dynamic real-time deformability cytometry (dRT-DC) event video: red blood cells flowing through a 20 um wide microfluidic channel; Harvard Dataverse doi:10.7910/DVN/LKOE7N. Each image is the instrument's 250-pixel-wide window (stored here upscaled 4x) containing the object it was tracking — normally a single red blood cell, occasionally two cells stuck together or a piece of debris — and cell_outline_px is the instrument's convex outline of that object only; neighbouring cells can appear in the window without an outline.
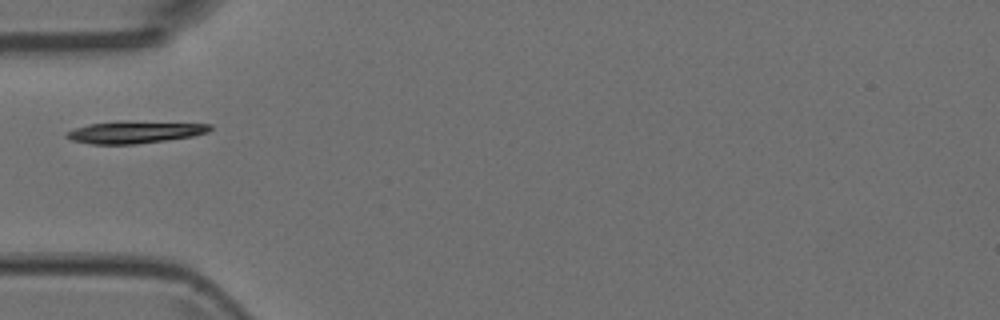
{"species": "Egyptian fruit bat (a non-hibernating species)", "species_latin": "Rousettus aegyptiacus", "temperature_condition": "room temperature", "stored_images_in_passage": 6, "camera_frame_rate_fps": 3000, "um_per_image_px": 0.085, "animal": {"sex": "female"}, "frame": {"image": 1, "passage_image": 5, "time_ms": 1.333, "image_size_px": [1000, 320], "cell_outline_px": [[212, 128], [208, 132], [192, 136], [136, 144], [92, 144], [72, 140], [64, 136], [68, 132], [76, 128], [88, 124], [116, 120], [124, 120], [212, 124]], "centroid_in_image_um": [11.45, 11.21], "position_along_channel_um": 73.5, "area_um2": 18.67}}
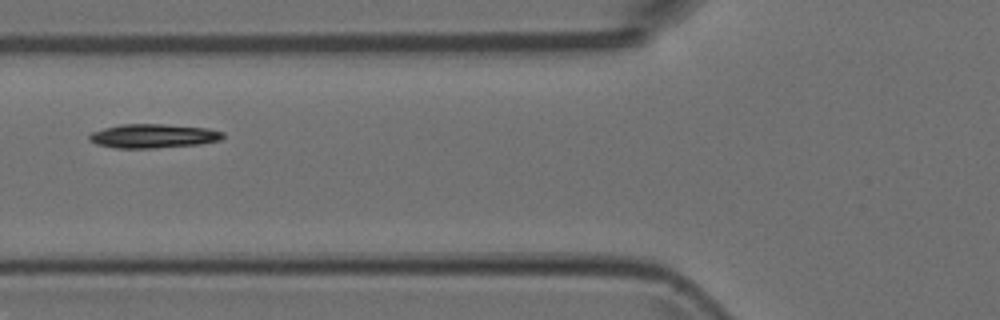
{"frame": {"image": 2, "passage_image": 6, "time_ms": 1.667, "image_size_px": [1000, 320], "cell_outline_px": [[224, 136], [220, 140], [200, 144], [156, 148], [116, 148], [96, 144], [88, 140], [88, 136], [92, 132], [104, 128], [120, 124], [164, 124], [208, 128], [224, 132]], "centroid_in_image_um": [13.02, 11.56], "position_along_channel_um": 112.8, "area_um2": 18.79}}